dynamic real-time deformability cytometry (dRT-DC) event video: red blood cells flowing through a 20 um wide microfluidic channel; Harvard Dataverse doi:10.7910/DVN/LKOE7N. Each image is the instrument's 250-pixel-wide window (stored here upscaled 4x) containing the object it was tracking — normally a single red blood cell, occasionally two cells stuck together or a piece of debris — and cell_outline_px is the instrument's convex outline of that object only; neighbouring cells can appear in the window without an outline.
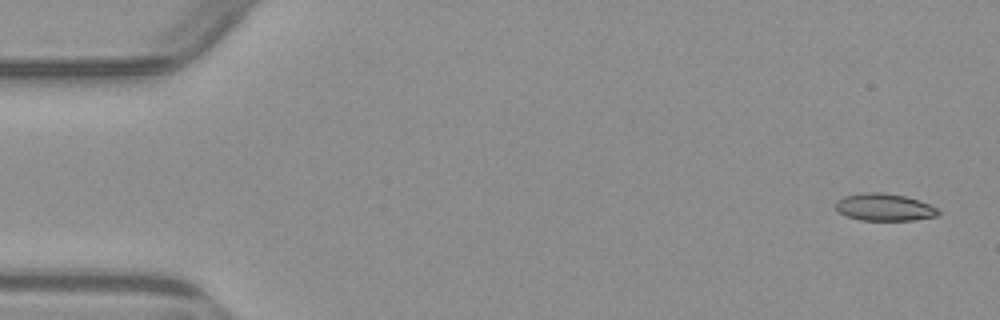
{"species": "common noctule bat (a hibernating species)", "species_latin": "Nyctalus noctula", "temperature_condition": "warm", "stored_images_in_passage": 7, "camera_frame_rate_fps": 3000, "um_per_image_px": 0.085, "animal": {"sex": "male", "body_mass_g": 23.1, "forearm_length_mm": 52.7}, "frame": {"image": 1, "passage_image": 1, "time_ms": 0.0, "image_size_px": [1000, 320], "cell_outline_px": [[940, 212], [936, 216], [912, 220], [860, 220], [848, 216], [840, 212], [836, 208], [836, 200], [844, 196], [864, 192], [884, 192], [904, 196], [920, 200], [936, 208]], "centroid_in_image_um": [75.16, 17.6], "position_along_channel_um": 9.8, "area_um2": 16.18}}
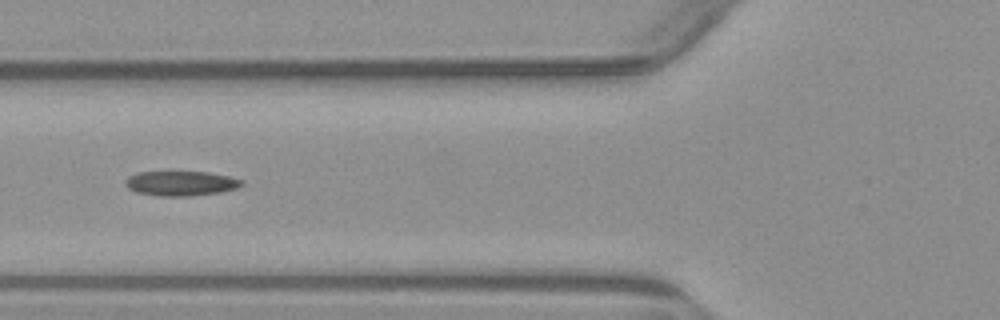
{"frame": {"image": 2, "passage_image": 6, "time_ms": 6.0, "image_size_px": [1000, 320], "cell_outline_px": [[244, 184], [236, 188], [220, 192], [192, 196], [160, 196], [136, 192], [128, 188], [124, 184], [124, 180], [128, 176], [136, 172], [208, 172], [228, 176], [244, 180]], "centroid_in_image_um": [15.35, 15.58], "position_along_channel_um": 110.4, "area_um2": 16.88}}
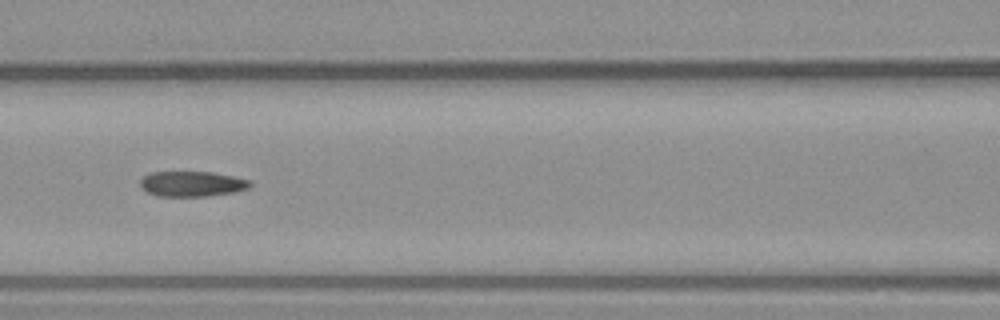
{"frame": {"image": 3, "passage_image": 7, "time_ms": 7.0, "image_size_px": [1000, 320], "cell_outline_px": [[252, 184], [248, 188], [232, 192], [204, 196], [156, 196], [148, 192], [140, 184], [140, 180], [144, 176], [152, 172], [212, 172], [232, 176], [248, 180]], "centroid_in_image_um": [16.3, 15.62], "position_along_channel_um": 150.3, "area_um2": 15.9}}